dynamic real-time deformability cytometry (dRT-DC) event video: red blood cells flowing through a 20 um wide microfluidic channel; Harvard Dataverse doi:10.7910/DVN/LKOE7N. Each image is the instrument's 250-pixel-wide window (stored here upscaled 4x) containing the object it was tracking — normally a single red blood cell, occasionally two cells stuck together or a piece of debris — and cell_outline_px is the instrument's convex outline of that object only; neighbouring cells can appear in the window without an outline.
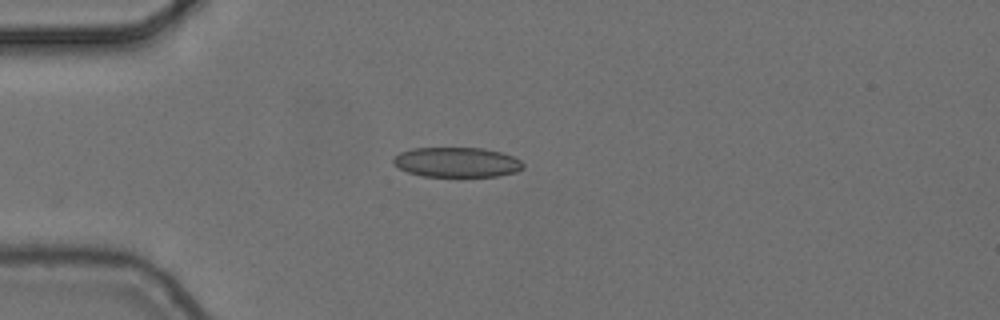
{"species": "common noctule bat (a hibernating species)", "species_latin": "Nyctalus noctula", "temperature_condition": "cold", "stored_images_in_passage": 5, "camera_frame_rate_fps": 3000, "um_per_image_px": 0.085, "animal": {"sex": "female", "body_mass_g": 24.6, "forearm_length_mm": 56.2}, "frame": {"image": 1, "passage_image": 3, "time_ms": 0.667, "image_size_px": [1000, 320], "cell_outline_px": [[524, 168], [516, 172], [496, 176], [424, 176], [408, 172], [392, 164], [392, 160], [400, 152], [412, 148], [484, 148], [500, 152], [512, 156], [520, 160], [524, 164]], "centroid_in_image_um": [38.83, 13.78], "position_along_channel_um": 46.2, "area_um2": 22.54}}
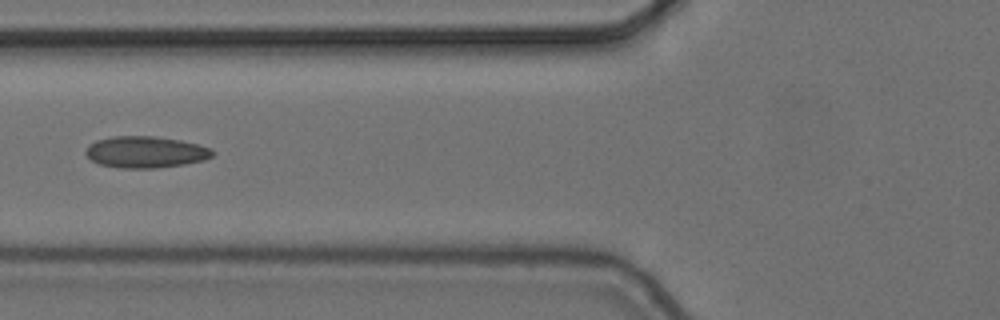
{"frame": {"image": 2, "passage_image": 5, "time_ms": 1.333, "image_size_px": [1000, 320], "cell_outline_px": [[216, 152], [212, 156], [204, 160], [184, 164], [156, 168], [120, 168], [100, 164], [92, 160], [84, 152], [88, 144], [96, 140], [112, 136], [156, 136], [180, 140], [212, 148]], "centroid_in_image_um": [12.37, 12.92], "position_along_channel_um": 113.4, "area_um2": 23.41}}